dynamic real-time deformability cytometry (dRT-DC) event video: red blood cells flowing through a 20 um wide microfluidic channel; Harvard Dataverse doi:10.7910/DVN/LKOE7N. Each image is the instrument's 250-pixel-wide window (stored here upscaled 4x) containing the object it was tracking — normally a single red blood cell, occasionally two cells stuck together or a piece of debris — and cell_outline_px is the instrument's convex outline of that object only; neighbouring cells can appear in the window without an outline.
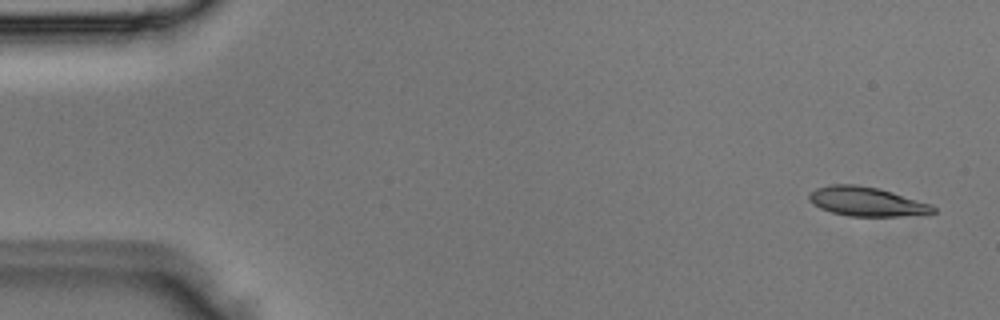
{"species": "Egyptian fruit bat (a non-hibernating species)", "species_latin": "Rousettus aegyptiacus", "temperature_condition": "room temperature", "stored_images_in_passage": 5, "camera_frame_rate_fps": 3000, "um_per_image_px": 0.085, "animal": {"sex": "male"}, "frame": {"image": 1, "passage_image": 1, "time_ms": 0.0, "image_size_px": [1000, 320], "cell_outline_px": [[936, 212], [924, 216], [848, 216], [832, 212], [820, 208], [812, 204], [808, 200], [808, 192], [816, 188], [828, 184], [856, 184], [880, 188], [932, 204], [936, 208]], "centroid_in_image_um": [73.69, 17.13], "position_along_channel_um": 11.3, "area_um2": 21.68}}
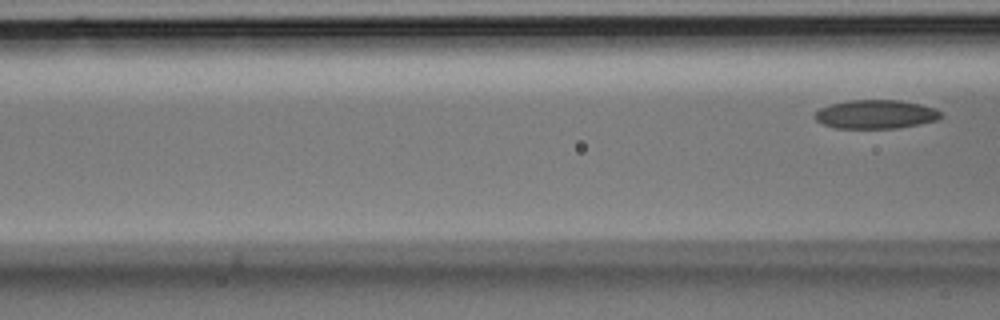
{"frame": {"image": 2, "passage_image": 5, "time_ms": 1.333, "image_size_px": [1000, 320], "cell_outline_px": [[944, 116], [936, 120], [896, 128], [836, 128], [824, 124], [816, 120], [816, 112], [820, 108], [828, 104], [848, 100], [900, 100], [920, 104], [936, 108]], "centroid_in_image_um": [74.44, 9.7], "position_along_channel_um": 92.2, "area_um2": 21.04}}